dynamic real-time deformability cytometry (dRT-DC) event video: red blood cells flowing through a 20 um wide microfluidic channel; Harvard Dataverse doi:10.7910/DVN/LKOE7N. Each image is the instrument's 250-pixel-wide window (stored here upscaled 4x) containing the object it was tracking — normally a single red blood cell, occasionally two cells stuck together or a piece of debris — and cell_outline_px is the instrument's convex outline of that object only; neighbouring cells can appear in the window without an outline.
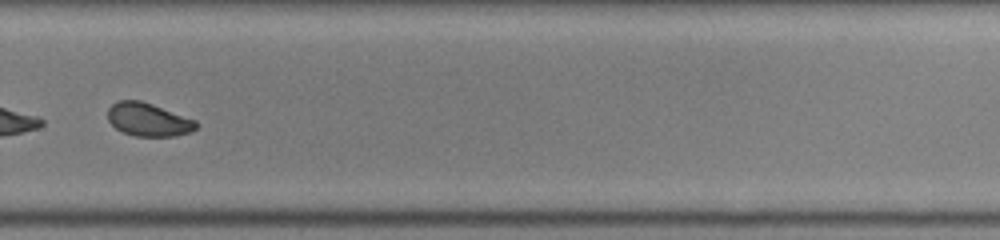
{"species": "common noctule bat (a hibernating species)", "species_latin": "Nyctalus noctula", "temperature_condition": "room temperature", "stored_images_in_passage": 45, "camera_frame_rate_fps": 3000, "um_per_image_px": 0.085, "animal": {"sex": "female", "body_mass_g": 22.0, "forearm_length_mm": 56.7}, "frame": {"image": 1, "passage_image": 32, "time_ms": 10.333, "image_size_px": [1000, 240], "cell_outline_px": [[196, 128], [192, 132], [176, 136], [136, 136], [124, 132], [116, 128], [108, 120], [108, 108], [112, 104], [120, 100], [140, 100], [152, 104], [196, 120]], "centroid_in_image_um": [12.61, 10.17], "position_along_channel_um": 317.2, "area_um2": 16.99}}